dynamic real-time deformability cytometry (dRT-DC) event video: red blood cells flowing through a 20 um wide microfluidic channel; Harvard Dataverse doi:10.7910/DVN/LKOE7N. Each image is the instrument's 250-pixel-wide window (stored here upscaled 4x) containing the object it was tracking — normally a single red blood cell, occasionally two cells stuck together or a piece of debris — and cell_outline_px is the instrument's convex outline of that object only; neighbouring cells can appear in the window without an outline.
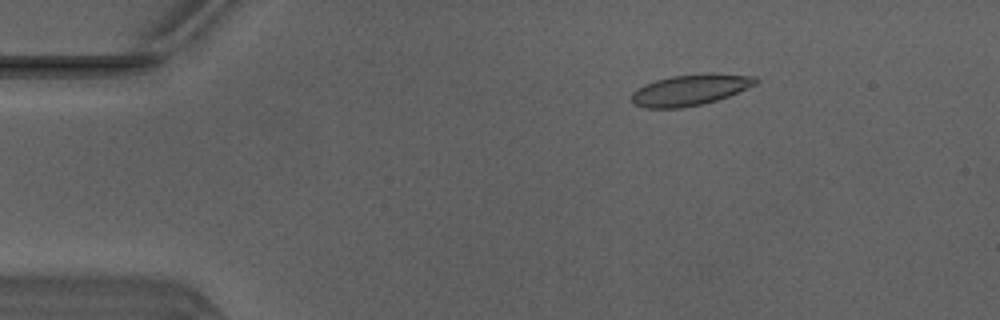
{"species": "Egyptian fruit bat (a non-hibernating species)", "species_latin": "Rousettus aegyptiacus", "temperature_condition": "warm", "stored_images_in_passage": 51, "camera_frame_rate_fps": 3000, "um_per_image_px": 0.085, "animal": {"sex": "male"}, "frame": {"image": 1, "passage_image": 8, "time_ms": 2.333, "image_size_px": [1000, 320], "cell_outline_px": [[760, 80], [756, 84], [728, 96], [716, 100], [700, 104], [680, 108], [644, 108], [636, 104], [632, 100], [632, 92], [644, 84], [656, 80], [672, 76], [708, 72], [712, 72], [756, 76]], "centroid_in_image_um": [58.7, 7.62], "position_along_channel_um": 26.3, "area_um2": 22.48}}
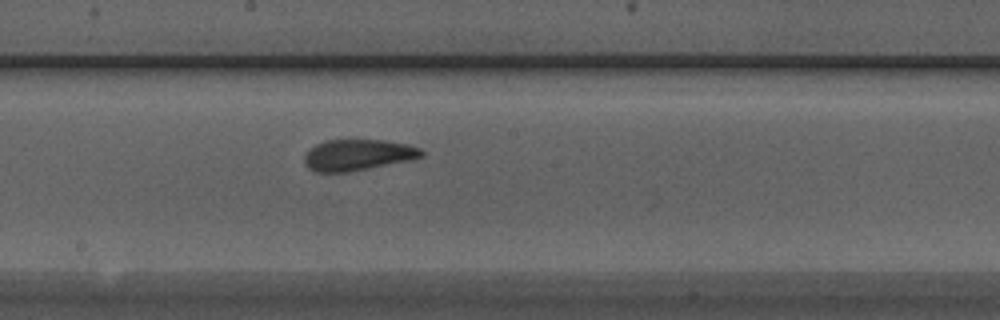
{"frame": {"image": 2, "passage_image": 27, "time_ms": 8.667, "image_size_px": [1000, 320], "cell_outline_px": [[424, 156], [408, 160], [348, 172], [316, 172], [308, 168], [304, 164], [304, 156], [316, 144], [324, 140], [352, 136], [384, 140], [408, 144], [420, 148], [424, 152]], "centroid_in_image_um": [30.39, 13.11], "position_along_channel_um": 217.8, "area_um2": 21.96}}
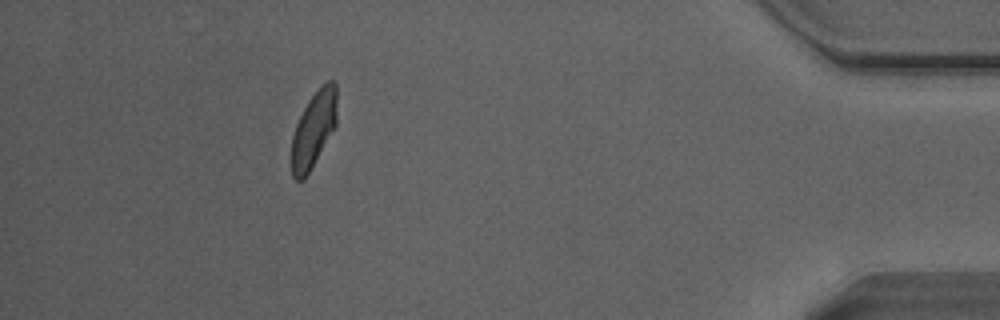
{"frame": {"image": 3, "passage_image": 45, "time_ms": 14.667, "image_size_px": [1000, 320], "cell_outline_px": [[336, 128], [304, 180], [296, 180], [292, 176], [292, 136], [296, 124], [308, 100], [320, 84], [328, 80], [332, 80], [336, 84]], "centroid_in_image_um": [26.68, 10.98], "position_along_channel_um": 408.5, "area_um2": 20.29}, "authors_computed_cell_mechanics": {"area_um2": 21.7328, "velocity_mm_per_s": 4.1254, "shape_relaxation_time_tau1_ms": 5.5511, "shape_relaxation_time_tau2_ms": 1.3311, "deformation_change_tau1": 0.1596, "deformation_change_tau2": 0.0667}}